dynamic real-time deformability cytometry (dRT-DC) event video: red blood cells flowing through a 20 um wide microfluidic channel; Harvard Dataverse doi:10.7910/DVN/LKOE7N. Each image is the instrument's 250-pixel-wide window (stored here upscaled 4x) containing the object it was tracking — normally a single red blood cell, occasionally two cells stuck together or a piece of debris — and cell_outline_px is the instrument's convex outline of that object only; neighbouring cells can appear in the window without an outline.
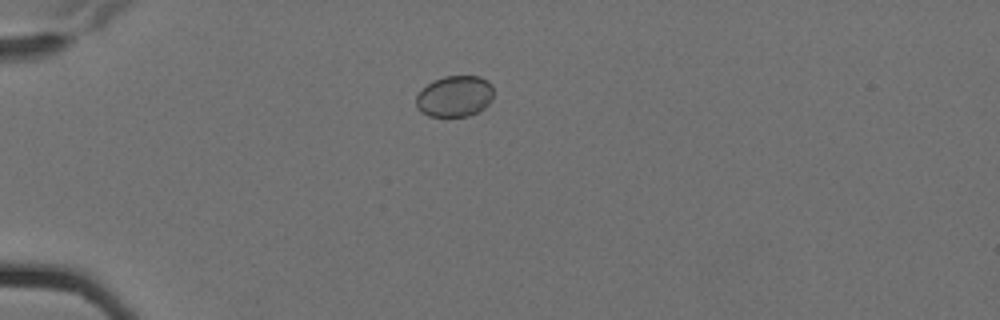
{"species": "Egyptian fruit bat (a non-hibernating species)", "species_latin": "Rousettus aegyptiacus", "temperature_condition": "cold", "stored_images_in_passage": 4, "camera_frame_rate_fps": 3000, "um_per_image_px": 0.085, "animal": {"sex": "female"}, "frame": {"image": 1, "passage_image": 2, "time_ms": 0.333, "image_size_px": [1000, 320], "cell_outline_px": [[492, 100], [484, 108], [468, 116], [428, 116], [420, 112], [416, 104], [416, 96], [432, 80], [444, 76], [480, 76], [488, 80], [492, 84]], "centroid_in_image_um": [38.65, 8.17], "position_along_channel_um": 46.3, "area_um2": 18.61}}
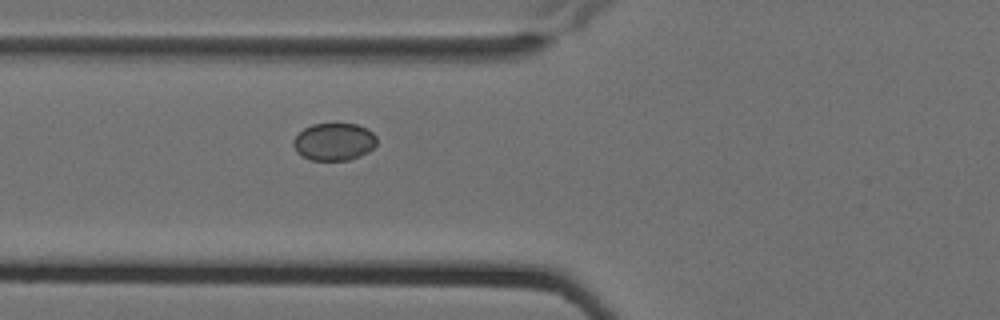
{"frame": {"image": 2, "passage_image": 4, "time_ms": 1.0, "image_size_px": [1000, 320], "cell_outline_px": [[376, 144], [368, 152], [360, 156], [348, 160], [308, 160], [300, 156], [296, 152], [292, 144], [292, 140], [304, 128], [312, 124], [356, 124], [372, 132], [376, 136]], "centroid_in_image_um": [28.35, 12.06], "position_along_channel_um": 97.4, "area_um2": 18.26}}